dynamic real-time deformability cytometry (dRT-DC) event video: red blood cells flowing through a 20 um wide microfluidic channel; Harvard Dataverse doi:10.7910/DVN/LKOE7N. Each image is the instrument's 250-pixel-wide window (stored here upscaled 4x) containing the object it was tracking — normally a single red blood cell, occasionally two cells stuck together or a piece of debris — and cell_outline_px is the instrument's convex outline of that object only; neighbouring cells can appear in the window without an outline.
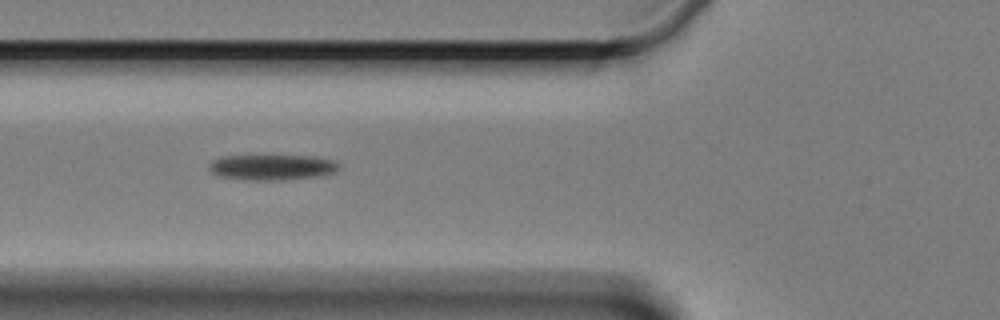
{"species": "Egyptian fruit bat (a non-hibernating species)", "species_latin": "Rousettus aegyptiacus", "temperature_condition": "cold", "stored_images_in_passage": 6, "camera_frame_rate_fps": 3000, "um_per_image_px": 0.085, "animal": {"sex": "female"}, "frame": {"image": 1, "passage_image": 5, "time_ms": 4.667, "image_size_px": [1000, 320], "cell_outline_px": [[340, 168], [336, 172], [320, 176], [280, 180], [244, 180], [220, 176], [212, 172], [208, 168], [208, 164], [212, 160], [220, 156], [312, 156], [332, 160], [340, 164]], "centroid_in_image_um": [23.12, 14.22], "position_along_channel_um": 102.7, "area_um2": 19.42}}
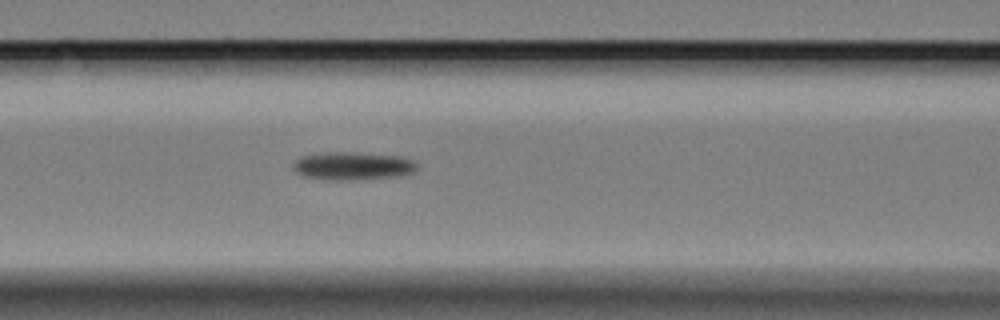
{"frame": {"image": 2, "passage_image": 6, "time_ms": 5.667, "image_size_px": [1000, 320], "cell_outline_px": [[416, 168], [412, 172], [396, 176], [348, 180], [336, 180], [304, 176], [296, 172], [292, 168], [292, 164], [300, 156], [320, 152], [356, 152], [396, 156], [412, 160], [416, 164]], "centroid_in_image_um": [29.9, 14.09], "position_along_channel_um": 136.7, "area_um2": 20.0}}